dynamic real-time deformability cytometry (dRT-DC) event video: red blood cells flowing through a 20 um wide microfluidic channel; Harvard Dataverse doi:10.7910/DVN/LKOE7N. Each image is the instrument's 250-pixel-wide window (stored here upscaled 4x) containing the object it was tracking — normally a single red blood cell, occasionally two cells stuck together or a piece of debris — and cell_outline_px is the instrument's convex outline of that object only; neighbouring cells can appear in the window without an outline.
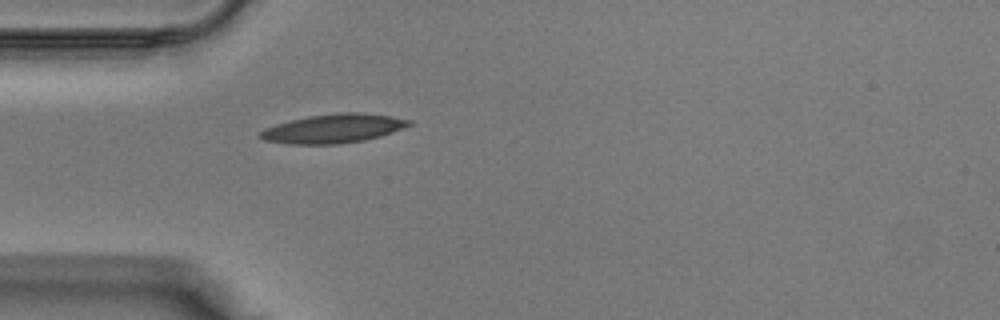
{"species": "Egyptian fruit bat (a non-hibernating species)", "species_latin": "Rousettus aegyptiacus", "temperature_condition": "warm", "stored_images_in_passage": 29, "camera_frame_rate_fps": 3000, "um_per_image_px": 0.085, "animal": {"sex": "male"}, "frame": {"image": 1, "passage_image": 1, "time_ms": 0.0, "image_size_px": [1000, 320], "cell_outline_px": [[412, 124], [392, 132], [380, 136], [364, 140], [340, 144], [288, 144], [264, 140], [256, 136], [264, 128], [276, 124], [308, 116], [340, 112], [356, 112], [388, 116], [412, 120]], "centroid_in_image_um": [28.29, 10.93], "position_along_channel_um": 56.7, "area_um2": 24.97}}
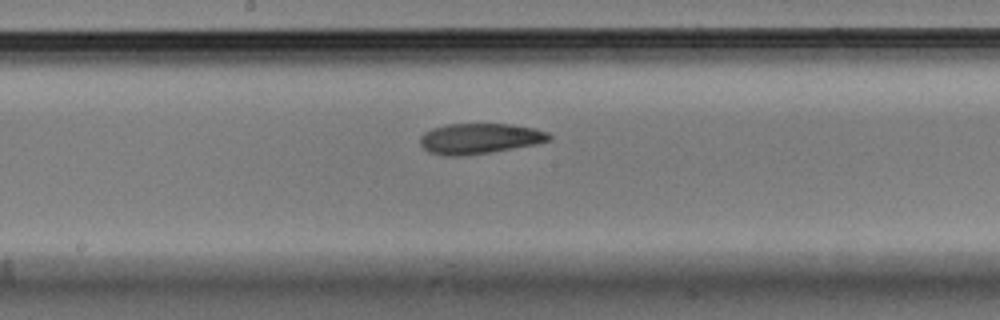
{"frame": {"image": 2, "passage_image": 10, "time_ms": 3.0, "image_size_px": [1000, 320], "cell_outline_px": [[552, 140], [536, 144], [492, 152], [464, 156], [444, 156], [428, 152], [420, 144], [420, 136], [424, 132], [432, 128], [448, 124], [512, 124], [536, 128], [548, 132], [552, 136]], "centroid_in_image_um": [40.78, 11.78], "position_along_channel_um": 207.4, "area_um2": 23.24}}
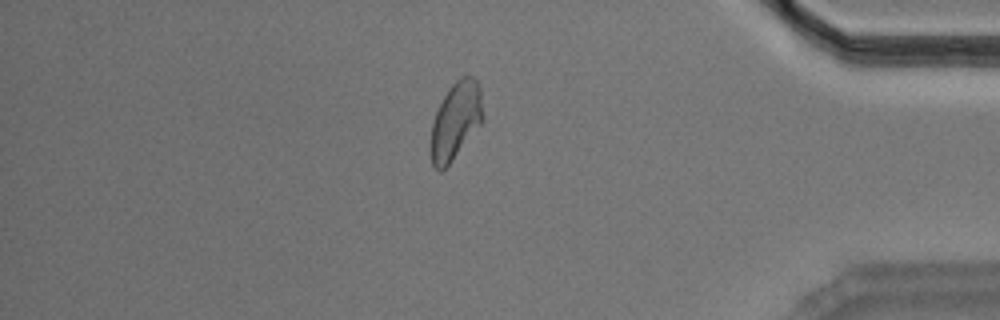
{"frame": {"image": 3, "passage_image": 23, "time_ms": 7.333, "image_size_px": [1000, 320], "cell_outline_px": [[484, 120], [452, 160], [440, 172], [432, 164], [428, 152], [428, 144], [432, 124], [436, 112], [448, 88], [460, 76], [472, 76], [476, 80], [480, 88]], "centroid_in_image_um": [38.7, 10.28], "position_along_channel_um": 396.5, "area_um2": 23.7}}